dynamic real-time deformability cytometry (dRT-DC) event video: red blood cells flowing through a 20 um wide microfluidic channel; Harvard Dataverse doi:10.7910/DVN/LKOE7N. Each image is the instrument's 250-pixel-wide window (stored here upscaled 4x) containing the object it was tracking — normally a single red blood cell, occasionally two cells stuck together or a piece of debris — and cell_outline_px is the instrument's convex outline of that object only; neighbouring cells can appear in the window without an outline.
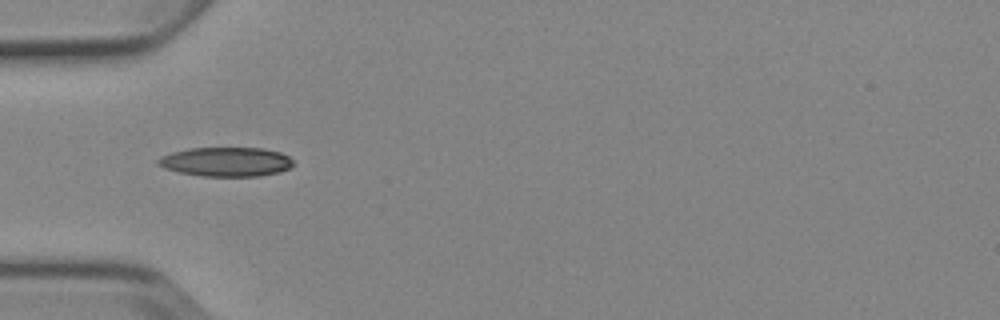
{"species": "Egyptian fruit bat (a non-hibernating species)", "species_latin": "Rousettus aegyptiacus", "temperature_condition": "cold", "stored_images_in_passage": 3, "camera_frame_rate_fps": 3000, "um_per_image_px": 0.085, "animal": {"sex": "female"}, "frame": {"image": 1, "passage_image": 1, "time_ms": 0.0, "image_size_px": [1000, 320], "cell_outline_px": [[292, 164], [288, 168], [280, 172], [260, 176], [204, 176], [180, 172], [164, 168], [156, 160], [160, 156], [172, 152], [188, 148], [264, 148], [280, 152], [288, 156], [292, 160]], "centroid_in_image_um": [19.22, 13.74], "position_along_channel_um": 65.8, "area_um2": 22.95}}
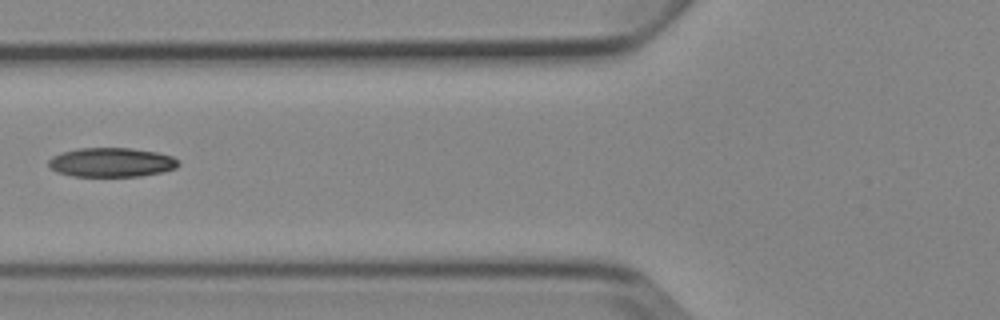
{"frame": {"image": 2, "passage_image": 2, "time_ms": 1.333, "image_size_px": [1000, 320], "cell_outline_px": [[180, 164], [176, 168], [160, 172], [140, 176], [72, 176], [56, 172], [48, 164], [48, 160], [52, 156], [76, 148], [132, 148], [156, 152], [172, 156], [180, 160]], "centroid_in_image_um": [9.48, 13.79], "position_along_channel_um": 116.3, "area_um2": 22.14}}
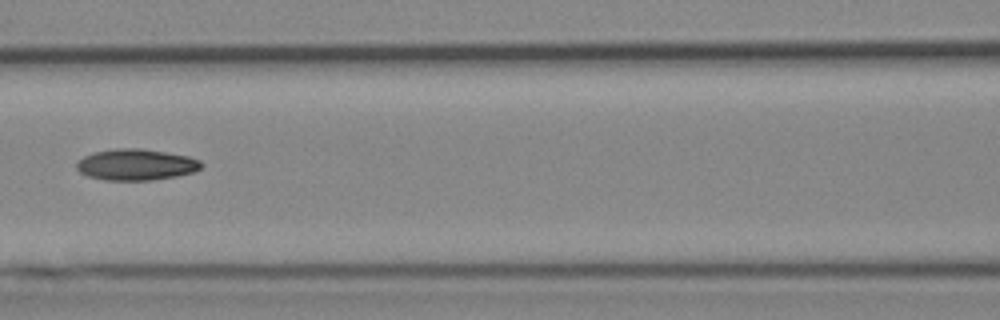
{"frame": {"image": 3, "passage_image": 3, "time_ms": 2.333, "image_size_px": [1000, 320], "cell_outline_px": [[204, 164], [196, 172], [176, 176], [152, 180], [104, 180], [88, 176], [80, 172], [76, 168], [76, 164], [84, 156], [92, 152], [116, 148], [140, 148], [188, 156], [200, 160]], "centroid_in_image_um": [11.58, 13.99], "position_along_channel_um": 155.0, "area_um2": 22.77}}